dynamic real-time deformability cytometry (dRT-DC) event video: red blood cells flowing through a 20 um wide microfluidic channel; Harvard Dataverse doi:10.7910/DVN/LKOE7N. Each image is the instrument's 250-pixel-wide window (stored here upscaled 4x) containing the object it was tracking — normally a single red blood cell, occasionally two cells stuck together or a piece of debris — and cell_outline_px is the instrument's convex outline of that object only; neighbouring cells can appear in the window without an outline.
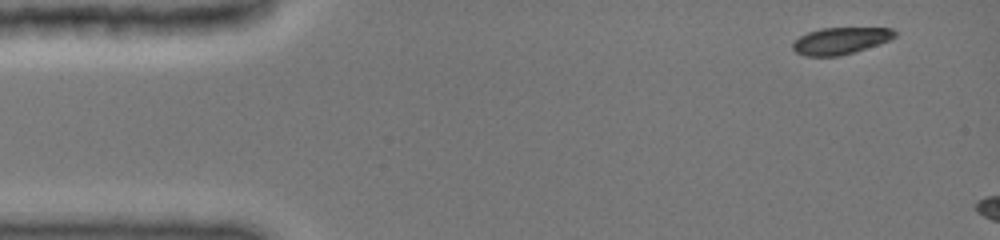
{"species": "common noctule bat (a hibernating species)", "species_latin": "Nyctalus noctula", "temperature_condition": "cold", "stored_images_in_passage": 2, "camera_frame_rate_fps": 3000, "um_per_image_px": 0.085, "animal": {"sex": "female", "body_mass_g": 19.0, "forearm_length_mm": 51.5}, "frame": {"image": 1, "passage_image": 1, "time_ms": 0.0, "image_size_px": [1000, 240], "cell_outline_px": [[896, 36], [888, 40], [852, 52], [836, 56], [808, 56], [796, 52], [792, 48], [792, 44], [800, 36], [808, 32], [820, 28], [892, 28], [896, 32]], "centroid_in_image_um": [71.41, 3.45], "position_along_channel_um": 13.6, "area_um2": 15.55}}